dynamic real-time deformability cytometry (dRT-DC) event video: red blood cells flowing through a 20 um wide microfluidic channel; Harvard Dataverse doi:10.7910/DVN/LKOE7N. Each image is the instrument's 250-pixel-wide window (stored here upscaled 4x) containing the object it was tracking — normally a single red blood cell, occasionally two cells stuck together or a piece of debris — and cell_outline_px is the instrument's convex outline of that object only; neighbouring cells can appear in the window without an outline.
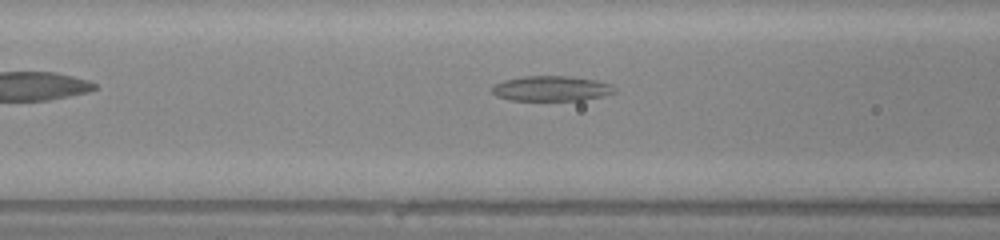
{"species": "common noctule bat (a hibernating species)", "species_latin": "Nyctalus noctula", "temperature_condition": "warm", "stored_images_in_passage": 27, "camera_frame_rate_fps": 3000, "um_per_image_px": 0.085, "animal": {"sex": "male", "body_mass_g": 20.0, "forearm_length_mm": 53.3}, "frame": {"image": 1, "passage_image": 5, "time_ms": 1.333, "image_size_px": [1000, 240], "cell_outline_px": [[616, 92], [584, 100], [512, 100], [496, 96], [492, 92], [492, 84], [504, 80], [524, 76], [572, 76], [596, 80], [612, 84], [616, 88]], "centroid_in_image_um": [46.87, 7.51], "position_along_channel_um": 119.7, "area_um2": 18.03}}
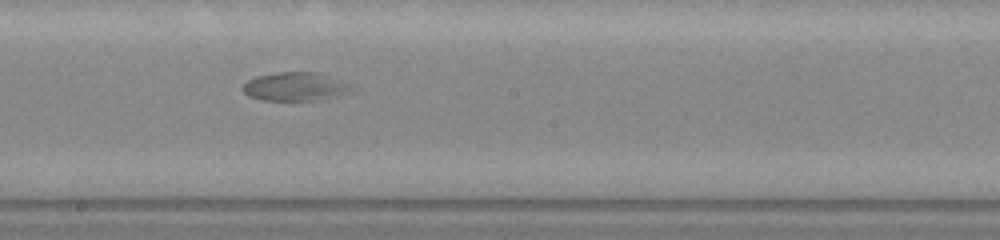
{"frame": {"image": 2, "passage_image": 13, "time_ms": 4.0, "image_size_px": [1000, 240], "cell_outline_px": [[360, 88], [348, 92], [316, 100], [260, 100], [248, 96], [240, 88], [248, 80], [256, 76], [276, 72], [312, 72], [348, 80], [356, 84]], "centroid_in_image_um": [25.17, 7.35], "position_along_channel_um": 223.0, "area_um2": 18.5}}
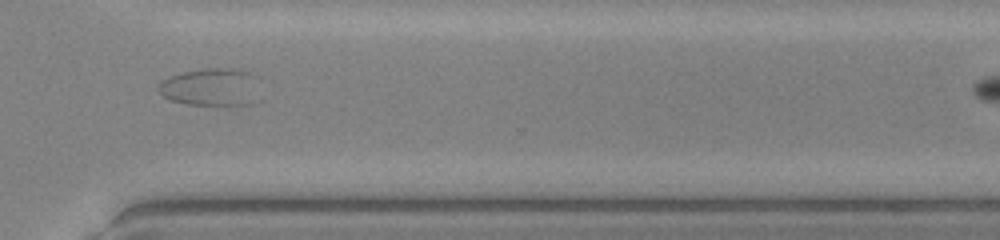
{"frame": {"image": 3, "passage_image": 23, "time_ms": 7.333, "image_size_px": [1000, 240], "cell_outline_px": [[260, 100], [252, 104], [188, 104], [172, 100], [164, 96], [156, 88], [156, 84], [160, 80], [168, 76], [184, 72], [204, 68], [232, 68], [252, 72], [260, 76]], "centroid_in_image_um": [18.03, 7.38], "position_along_channel_um": 352.6, "area_um2": 23.06}}